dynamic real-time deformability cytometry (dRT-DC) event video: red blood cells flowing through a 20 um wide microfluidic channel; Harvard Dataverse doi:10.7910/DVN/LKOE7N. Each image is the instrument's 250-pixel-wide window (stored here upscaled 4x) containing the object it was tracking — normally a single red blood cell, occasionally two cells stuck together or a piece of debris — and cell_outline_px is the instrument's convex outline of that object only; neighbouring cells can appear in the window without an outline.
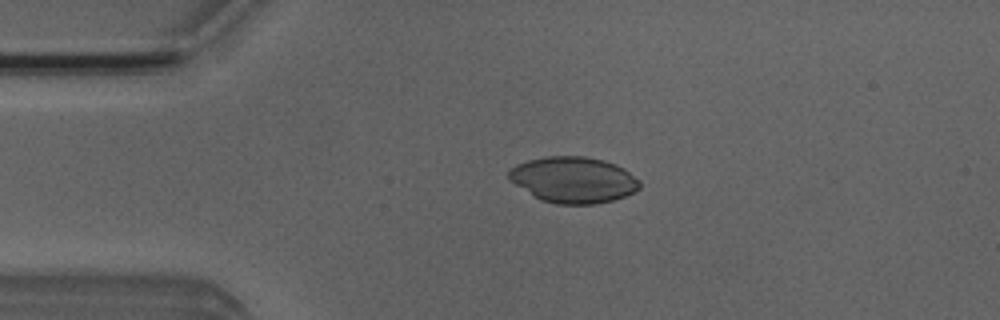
{"species": "Egyptian fruit bat (a non-hibernating species)", "species_latin": "Rousettus aegyptiacus", "temperature_condition": "room temperature", "stored_images_in_passage": 4, "camera_frame_rate_fps": 3000, "um_per_image_px": 0.085, "animal": {"sex": "male"}, "frame": {"image": 1, "passage_image": 3, "time_ms": 3.333, "image_size_px": [1000, 320], "cell_outline_px": [[640, 188], [624, 196], [612, 200], [592, 204], [556, 204], [540, 200], [508, 180], [508, 172], [516, 164], [528, 160], [544, 156], [584, 156], [604, 160], [616, 164], [624, 168], [640, 180]], "centroid_in_image_um": [48.72, 15.27], "position_along_channel_um": 36.3, "area_um2": 35.2}}